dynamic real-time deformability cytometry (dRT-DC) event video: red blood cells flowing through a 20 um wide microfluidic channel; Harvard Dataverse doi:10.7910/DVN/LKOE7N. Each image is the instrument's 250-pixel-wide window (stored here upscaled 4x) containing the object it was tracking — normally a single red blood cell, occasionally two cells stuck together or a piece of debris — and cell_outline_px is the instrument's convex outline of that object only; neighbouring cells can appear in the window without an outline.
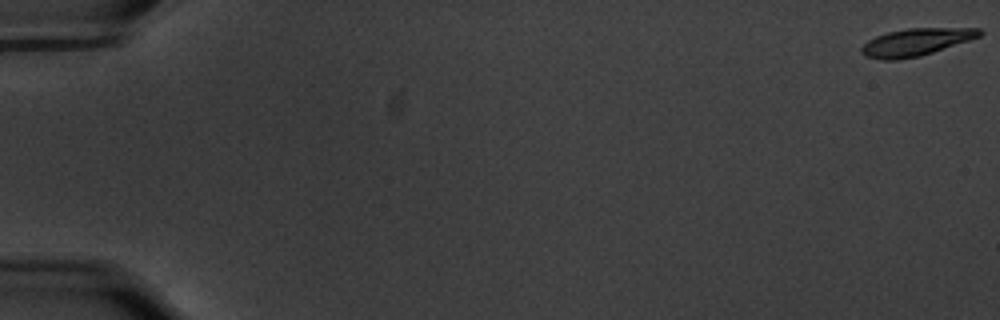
{"species": "common noctule bat (a hibernating species)", "species_latin": "Nyctalus noctula", "temperature_condition": "warm", "stored_images_in_passage": 59, "camera_frame_rate_fps": 3000, "um_per_image_px": 0.085, "animal": {"sex": "male", "body_mass_g": 20.1, "forearm_length_mm": 53.5}, "frame": {"image": 1, "passage_image": 1, "time_ms": 0.0, "image_size_px": [1000, 320], "cell_outline_px": [[984, 32], [980, 36], [920, 56], [896, 60], [880, 60], [864, 56], [860, 52], [860, 48], [868, 40], [876, 36], [888, 32], [908, 28], [980, 28]], "centroid_in_image_um": [77.81, 3.58], "position_along_channel_um": 7.2, "area_um2": 18.73}}
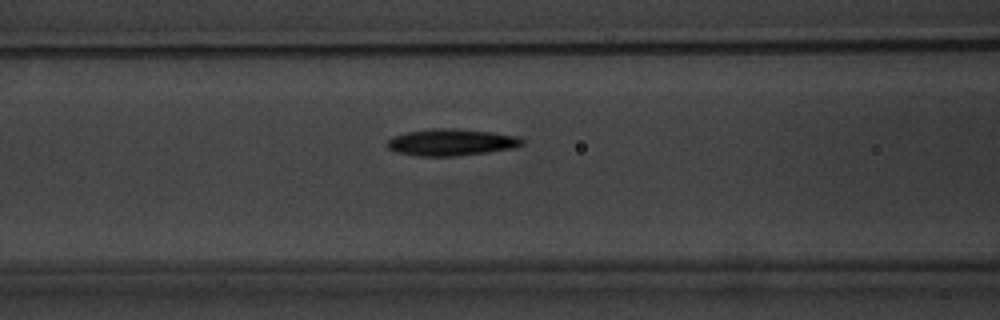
{"frame": {"image": 2, "passage_image": 26, "time_ms": 8.333, "image_size_px": [1000, 320], "cell_outline_px": [[524, 144], [516, 148], [488, 152], [456, 156], [416, 156], [396, 152], [388, 148], [384, 144], [392, 136], [408, 132], [432, 128], [452, 128], [492, 132], [516, 136], [524, 140]], "centroid_in_image_um": [38.34, 12.1], "position_along_channel_um": 128.3, "area_um2": 21.21}}
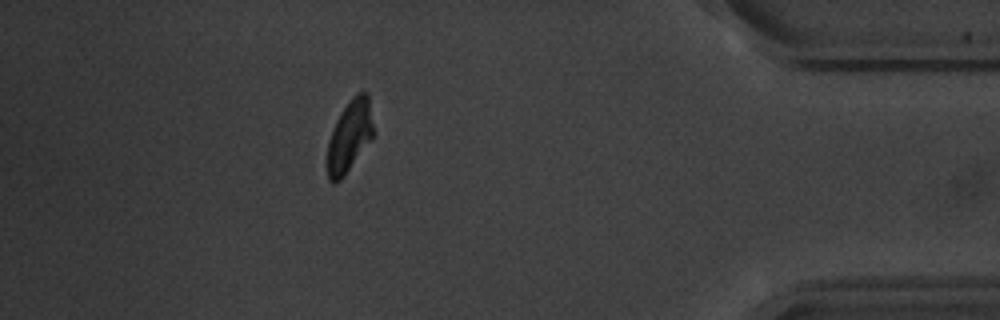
{"frame": {"image": 3, "passage_image": 53, "time_ms": 17.333, "image_size_px": [1000, 320], "cell_outline_px": [[372, 140], [340, 180], [336, 184], [332, 184], [328, 180], [328, 140], [336, 120], [340, 112], [352, 96], [356, 92], [368, 92], [372, 124]], "centroid_in_image_um": [29.7, 11.57], "position_along_channel_um": 405.5, "area_um2": 19.13}, "authors_computed_cell_mechanics": {"area_um2": 19.5364, "velocity_mm_per_s": 3.5194, "shape_relaxation_time_tau1_ms": 2.835, "shape_relaxation_time_tau2_ms": 3.4399, "deformation_change_tau1": 0.1537, "deformation_change_tau2": 0.0818}}